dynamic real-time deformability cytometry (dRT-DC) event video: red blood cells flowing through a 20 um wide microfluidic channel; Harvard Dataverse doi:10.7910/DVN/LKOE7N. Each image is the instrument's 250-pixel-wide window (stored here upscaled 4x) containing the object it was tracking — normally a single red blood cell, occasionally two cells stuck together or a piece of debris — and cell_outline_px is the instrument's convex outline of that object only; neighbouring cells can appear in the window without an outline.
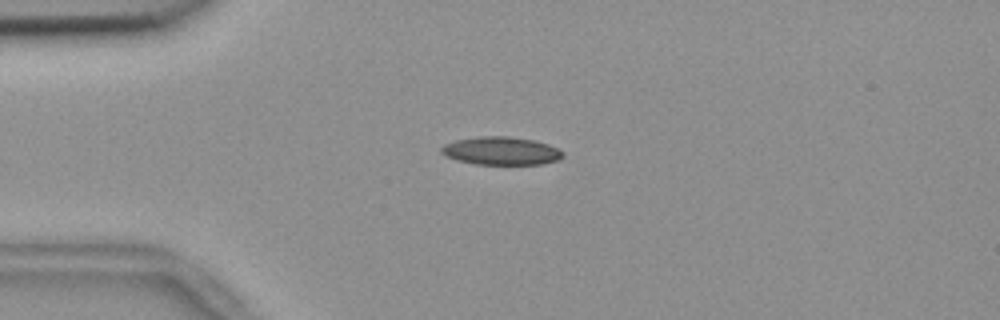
{"species": "common noctule bat (a hibernating species)", "species_latin": "Nyctalus noctula", "temperature_condition": "room temperature", "stored_images_in_passage": 56, "camera_frame_rate_fps": 3000, "um_per_image_px": 0.085, "animal": {"sex": "female", "body_mass_g": 18.4}, "frame": {"image": 1, "passage_image": 14, "time_ms": 4.333, "image_size_px": [1000, 320], "cell_outline_px": [[564, 156], [556, 160], [544, 164], [476, 164], [456, 160], [444, 156], [440, 152], [440, 148], [444, 144], [456, 140], [476, 136], [508, 136], [536, 140], [548, 144], [564, 152]], "centroid_in_image_um": [42.57, 12.82], "position_along_channel_um": 42.4, "area_um2": 20.06}}
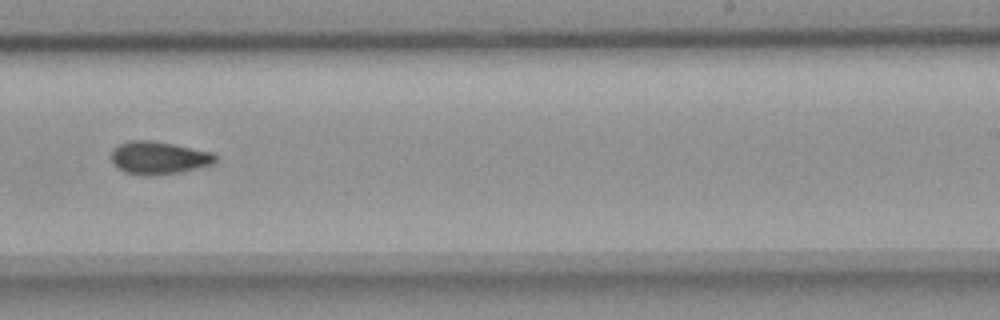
{"frame": {"image": 2, "passage_image": 35, "time_ms": 11.333, "image_size_px": [1000, 320], "cell_outline_px": [[216, 160], [212, 164], [200, 168], [184, 172], [152, 176], [140, 176], [124, 172], [112, 164], [112, 152], [120, 144], [128, 140], [152, 140], [212, 152], [216, 156]], "centroid_in_image_um": [13.49, 13.44], "position_along_channel_um": 275.5, "area_um2": 20.11}}
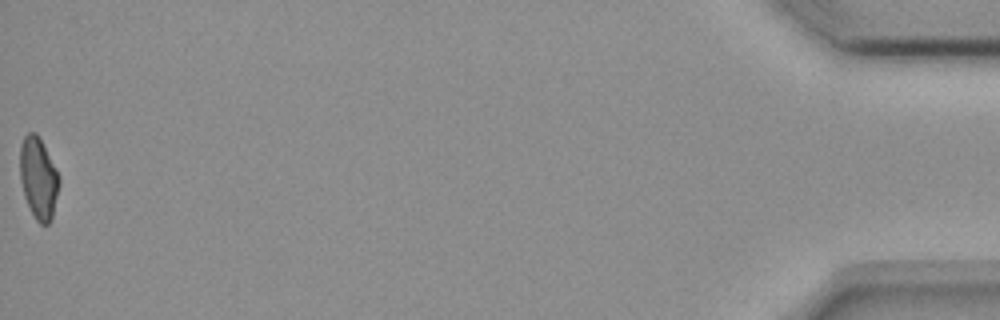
{"frame": {"image": 3, "passage_image": 56, "time_ms": 18.333, "image_size_px": [1000, 320], "cell_outline_px": [[60, 184], [52, 216], [48, 224], [40, 224], [36, 220], [24, 196], [20, 180], [20, 144], [24, 136], [28, 132], [36, 132], [40, 136], [60, 176]], "centroid_in_image_um": [3.27, 15.09], "position_along_channel_um": 431.9, "area_um2": 18.79}, "authors_computed_cell_mechanics": {"area_um2": 19.2185, "velocity_mm_per_s": 3.6623, "shape_relaxation_time_tau1_ms": null, "shape_relaxation_time_tau2_ms": 5.0659, "deformation_change_tau1": null, "deformation_change_tau2": 0.1104}}